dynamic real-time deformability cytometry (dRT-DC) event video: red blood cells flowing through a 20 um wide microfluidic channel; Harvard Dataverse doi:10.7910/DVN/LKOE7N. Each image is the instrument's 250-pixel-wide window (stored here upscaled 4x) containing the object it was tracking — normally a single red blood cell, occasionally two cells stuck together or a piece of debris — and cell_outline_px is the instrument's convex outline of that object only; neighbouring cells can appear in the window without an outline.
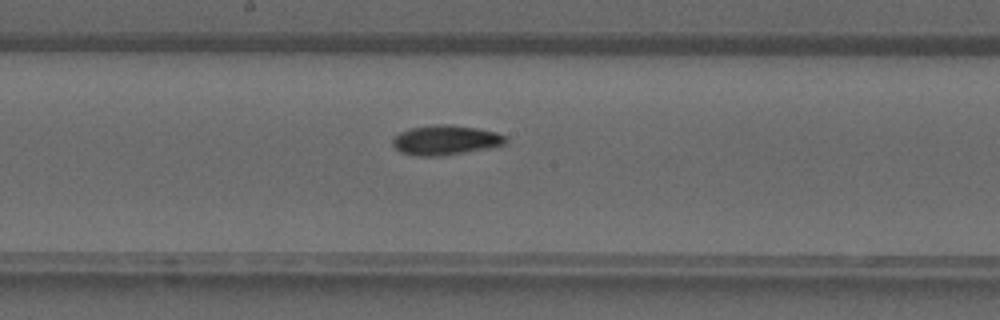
{"species": "common noctule bat (a hibernating species)", "species_latin": "Nyctalus noctula", "temperature_condition": "warm", "stored_images_in_passage": 30, "camera_frame_rate_fps": 3000, "um_per_image_px": 0.085, "animal": {"sex": "male", "forearm_length_mm": 52.5}, "frame": {"image": 1, "passage_image": 11, "time_ms": 3.333, "image_size_px": [1000, 320], "cell_outline_px": [[508, 140], [504, 144], [488, 148], [440, 156], [416, 156], [400, 152], [392, 144], [392, 136], [408, 128], [436, 124], [452, 124], [476, 128], [496, 132], [504, 136]], "centroid_in_image_um": [37.81, 11.9], "position_along_channel_um": 210.4, "area_um2": 19.65}}
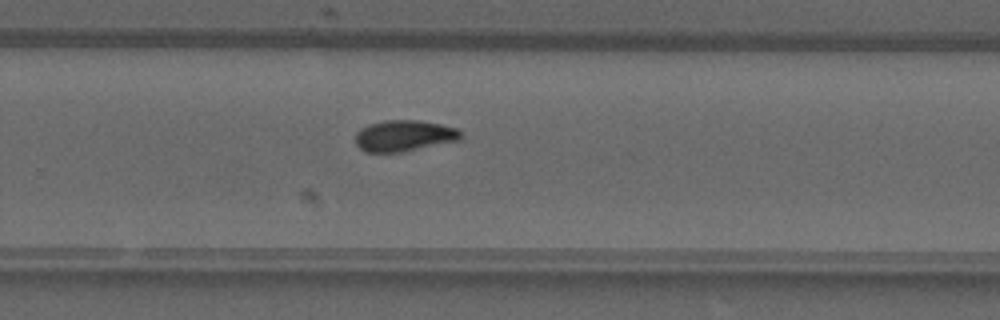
{"frame": {"image": 2, "passage_image": 16, "time_ms": 5.0, "image_size_px": [1000, 320], "cell_outline_px": [[460, 140], [400, 152], [368, 152], [360, 148], [356, 144], [356, 132], [360, 128], [368, 124], [384, 120], [420, 120], [440, 124], [456, 128], [460, 132]], "centroid_in_image_um": [34.32, 11.53], "position_along_channel_um": 295.5, "area_um2": 19.02}}
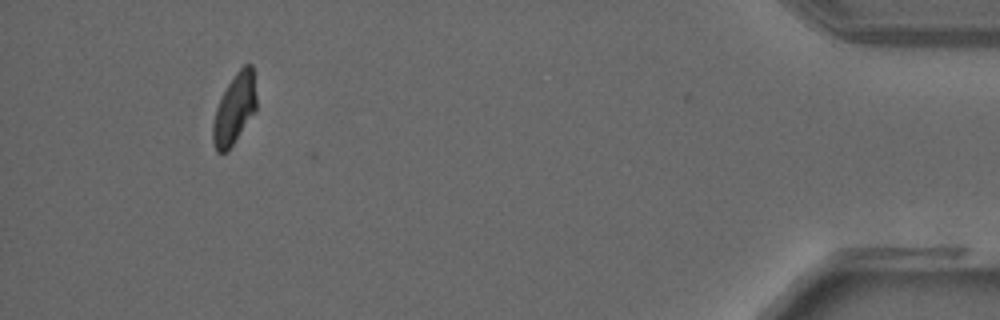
{"frame": {"image": 3, "passage_image": 27, "time_ms": 8.667, "image_size_px": [1000, 320], "cell_outline_px": [[256, 108], [228, 152], [216, 152], [212, 140], [212, 124], [216, 108], [228, 84], [236, 72], [244, 64], [252, 64], [256, 96]], "centroid_in_image_um": [19.91, 9.27], "position_along_channel_um": 415.3, "area_um2": 17.57}}